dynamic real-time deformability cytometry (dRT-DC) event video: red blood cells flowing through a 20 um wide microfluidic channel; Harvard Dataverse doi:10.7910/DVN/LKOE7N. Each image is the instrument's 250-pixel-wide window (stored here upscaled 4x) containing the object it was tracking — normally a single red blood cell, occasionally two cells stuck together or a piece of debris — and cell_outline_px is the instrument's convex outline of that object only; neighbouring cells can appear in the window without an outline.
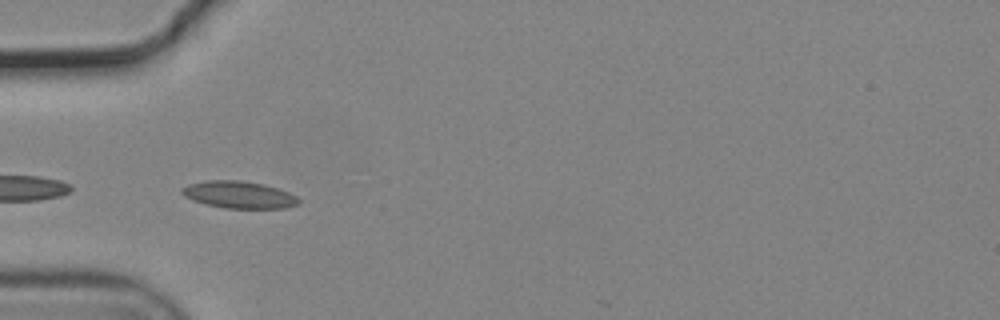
{"species": "common noctule bat (a hibernating species)", "species_latin": "Nyctalus noctula", "temperature_condition": "cold", "stored_images_in_passage": 21, "camera_frame_rate_fps": 3000, "um_per_image_px": 0.085, "animal": {"sex": "male", "body_mass_g": 19.2, "forearm_length_mm": 51.8}, "frame": {"image": 1, "passage_image": 18, "time_ms": 5.667, "image_size_px": [1000, 320], "cell_outline_px": [[300, 204], [284, 208], [224, 208], [192, 200], [184, 196], [180, 192], [180, 188], [188, 184], [208, 180], [240, 180], [264, 184], [288, 192], [296, 196], [300, 200]], "centroid_in_image_um": [20.3, 16.55], "position_along_channel_um": 64.7, "area_um2": 18.44}}